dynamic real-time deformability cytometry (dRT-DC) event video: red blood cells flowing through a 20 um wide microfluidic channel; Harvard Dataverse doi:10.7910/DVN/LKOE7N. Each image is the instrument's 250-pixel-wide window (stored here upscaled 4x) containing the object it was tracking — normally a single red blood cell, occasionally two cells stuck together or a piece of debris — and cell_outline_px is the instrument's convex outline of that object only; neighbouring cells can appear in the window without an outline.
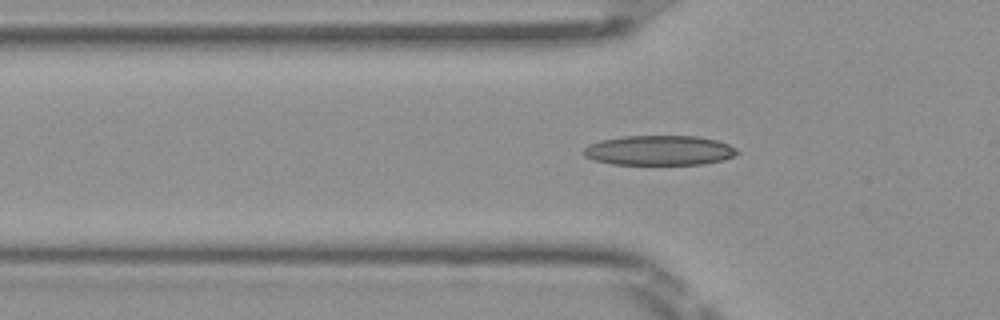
{"species": "Egyptian fruit bat (a non-hibernating species)", "species_latin": "Rousettus aegyptiacus", "temperature_condition": "room temperature", "stored_images_in_passage": 36, "camera_frame_rate_fps": 3000, "um_per_image_px": 0.085, "frame": {"image": 1, "passage_image": 2, "time_ms": 0.333, "image_size_px": [1000, 320], "cell_outline_px": [[740, 152], [724, 160], [704, 164], [612, 164], [592, 160], [584, 156], [584, 148], [588, 144], [600, 140], [624, 136], [700, 136], [716, 140], [728, 144], [736, 148]], "centroid_in_image_um": [56.03, 12.78], "position_along_channel_um": 69.8, "area_um2": 26.82}}
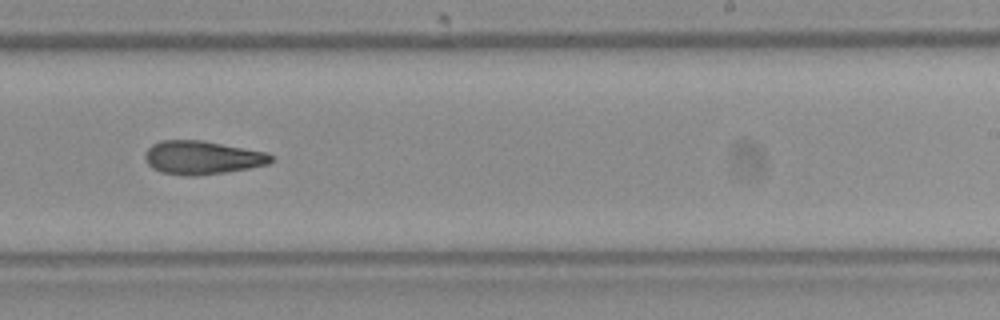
{"frame": {"image": 2, "passage_image": 17, "time_ms": 5.333, "image_size_px": [1000, 320], "cell_outline_px": [[272, 160], [268, 164], [248, 168], [224, 172], [196, 176], [188, 176], [160, 172], [152, 168], [144, 160], [144, 152], [152, 144], [160, 140], [200, 140], [268, 152], [272, 156]], "centroid_in_image_um": [17.14, 13.39], "position_along_channel_um": 271.9, "area_um2": 24.62}}
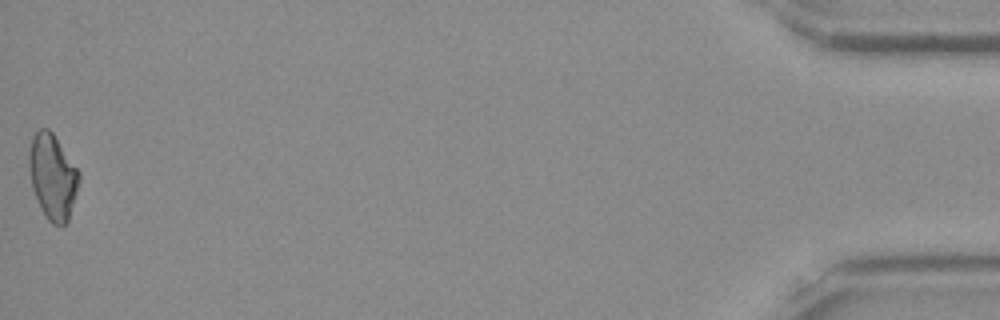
{"frame": {"image": 3, "passage_image": 36, "time_ms": 11.667, "image_size_px": [1000, 320], "cell_outline_px": [[80, 180], [68, 220], [60, 228], [52, 224], [44, 216], [40, 208], [32, 188], [28, 160], [28, 156], [32, 136], [40, 128], [48, 128], [52, 132], [80, 172]], "centroid_in_image_um": [4.47, 15.04], "position_along_channel_um": 430.7, "area_um2": 24.91}, "authors_computed_cell_mechanics": {"area_um2": 24.3338, "velocity_mm_per_s": 4.027, "shape_relaxation_time_tau1_ms": null, "shape_relaxation_time_tau2_ms": 6.8943, "deformation_change_tau1": null, "deformation_change_tau2": 0.1727}}